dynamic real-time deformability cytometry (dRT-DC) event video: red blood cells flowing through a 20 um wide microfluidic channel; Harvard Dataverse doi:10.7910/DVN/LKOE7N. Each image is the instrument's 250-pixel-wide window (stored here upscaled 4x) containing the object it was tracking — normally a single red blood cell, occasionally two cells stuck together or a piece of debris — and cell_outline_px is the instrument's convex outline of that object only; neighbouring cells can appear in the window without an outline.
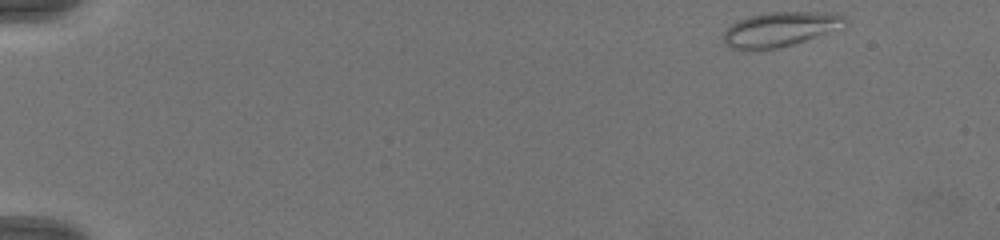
{"species": "common noctule bat (a hibernating species)", "species_latin": "Nyctalus noctula", "temperature_condition": "warm", "stored_images_in_passage": 63, "camera_frame_rate_fps": 3000, "um_per_image_px": 0.085, "animal": {"sex": "female", "body_mass_g": 19.5, "forearm_length_mm": 54.1}, "frame": {"image": 1, "passage_image": 1, "time_ms": 0.0, "image_size_px": [1000, 240], "cell_outline_px": [[848, 20], [824, 32], [804, 40], [780, 48], [752, 52], [744, 52], [732, 48], [724, 44], [720, 40], [724, 32], [732, 24], [748, 16], [768, 12], [836, 12], [844, 16]], "centroid_in_image_um": [66.14, 2.51], "position_along_channel_um": 18.9, "area_um2": 24.45}}
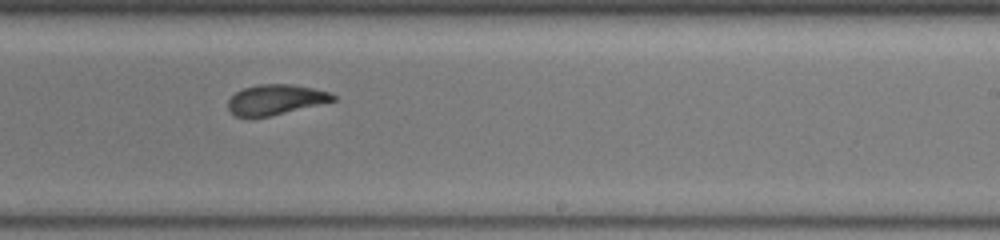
{"frame": {"image": 2, "passage_image": 39, "time_ms": 12.667, "image_size_px": [1000, 240], "cell_outline_px": [[336, 100], [268, 116], [236, 116], [228, 108], [228, 100], [236, 92], [244, 88], [256, 84], [292, 84], [332, 92], [336, 96]], "centroid_in_image_um": [23.44, 8.44], "position_along_channel_um": 265.6, "area_um2": 18.15}}
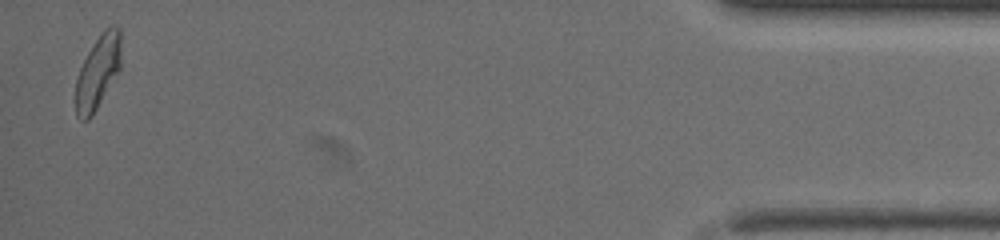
{"frame": {"image": 3, "passage_image": 62, "time_ms": 20.333, "image_size_px": [1000, 240], "cell_outline_px": [[120, 68], [92, 116], [88, 120], [80, 120], [76, 116], [76, 80], [80, 68], [88, 52], [104, 28], [120, 28]], "centroid_in_image_um": [8.3, 6.16], "position_along_channel_um": 426.9, "area_um2": 18.9}}